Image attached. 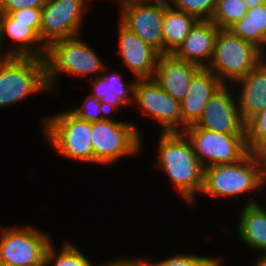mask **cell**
<instances>
[{"label":"cell","mask_w":266,"mask_h":266,"mask_svg":"<svg viewBox=\"0 0 266 266\" xmlns=\"http://www.w3.org/2000/svg\"><path fill=\"white\" fill-rule=\"evenodd\" d=\"M228 30L235 36L255 44L266 54V4L248 9L246 16Z\"/></svg>","instance_id":"obj_23"},{"label":"cell","mask_w":266,"mask_h":266,"mask_svg":"<svg viewBox=\"0 0 266 266\" xmlns=\"http://www.w3.org/2000/svg\"><path fill=\"white\" fill-rule=\"evenodd\" d=\"M204 167L232 164L249 153L246 134H225L194 125L183 131Z\"/></svg>","instance_id":"obj_9"},{"label":"cell","mask_w":266,"mask_h":266,"mask_svg":"<svg viewBox=\"0 0 266 266\" xmlns=\"http://www.w3.org/2000/svg\"><path fill=\"white\" fill-rule=\"evenodd\" d=\"M89 81L92 84L89 89L93 91L90 95L98 99L110 113H118L126 105L133 106L137 79L127 83L121 73L113 71L111 74L94 76Z\"/></svg>","instance_id":"obj_19"},{"label":"cell","mask_w":266,"mask_h":266,"mask_svg":"<svg viewBox=\"0 0 266 266\" xmlns=\"http://www.w3.org/2000/svg\"><path fill=\"white\" fill-rule=\"evenodd\" d=\"M112 1V0H111ZM117 2V4L122 7H126L132 4H143V3H161V2H168L169 0H113Z\"/></svg>","instance_id":"obj_33"},{"label":"cell","mask_w":266,"mask_h":266,"mask_svg":"<svg viewBox=\"0 0 266 266\" xmlns=\"http://www.w3.org/2000/svg\"><path fill=\"white\" fill-rule=\"evenodd\" d=\"M264 59L266 54L255 44L235 36L229 30H220L208 69L223 84H229L231 81L235 84Z\"/></svg>","instance_id":"obj_7"},{"label":"cell","mask_w":266,"mask_h":266,"mask_svg":"<svg viewBox=\"0 0 266 266\" xmlns=\"http://www.w3.org/2000/svg\"><path fill=\"white\" fill-rule=\"evenodd\" d=\"M222 85L219 78L208 68H201L194 75L188 93L180 102L182 132L199 120L207 102Z\"/></svg>","instance_id":"obj_18"},{"label":"cell","mask_w":266,"mask_h":266,"mask_svg":"<svg viewBox=\"0 0 266 266\" xmlns=\"http://www.w3.org/2000/svg\"><path fill=\"white\" fill-rule=\"evenodd\" d=\"M258 261L255 263L254 266H266V254L259 255V258H257Z\"/></svg>","instance_id":"obj_35"},{"label":"cell","mask_w":266,"mask_h":266,"mask_svg":"<svg viewBox=\"0 0 266 266\" xmlns=\"http://www.w3.org/2000/svg\"><path fill=\"white\" fill-rule=\"evenodd\" d=\"M225 258L222 260V258L214 265V266H223Z\"/></svg>","instance_id":"obj_36"},{"label":"cell","mask_w":266,"mask_h":266,"mask_svg":"<svg viewBox=\"0 0 266 266\" xmlns=\"http://www.w3.org/2000/svg\"><path fill=\"white\" fill-rule=\"evenodd\" d=\"M133 106L147 118L158 121L161 133L182 132L180 102L152 79H138L134 87Z\"/></svg>","instance_id":"obj_11"},{"label":"cell","mask_w":266,"mask_h":266,"mask_svg":"<svg viewBox=\"0 0 266 266\" xmlns=\"http://www.w3.org/2000/svg\"><path fill=\"white\" fill-rule=\"evenodd\" d=\"M93 0H46L42 7L39 36L49 47L53 42L81 34L87 3Z\"/></svg>","instance_id":"obj_10"},{"label":"cell","mask_w":266,"mask_h":266,"mask_svg":"<svg viewBox=\"0 0 266 266\" xmlns=\"http://www.w3.org/2000/svg\"><path fill=\"white\" fill-rule=\"evenodd\" d=\"M37 228L32 225L0 227V264L44 266L46 250L52 240L50 234Z\"/></svg>","instance_id":"obj_8"},{"label":"cell","mask_w":266,"mask_h":266,"mask_svg":"<svg viewBox=\"0 0 266 266\" xmlns=\"http://www.w3.org/2000/svg\"><path fill=\"white\" fill-rule=\"evenodd\" d=\"M220 30L211 20H199L173 55L201 68H208Z\"/></svg>","instance_id":"obj_17"},{"label":"cell","mask_w":266,"mask_h":266,"mask_svg":"<svg viewBox=\"0 0 266 266\" xmlns=\"http://www.w3.org/2000/svg\"><path fill=\"white\" fill-rule=\"evenodd\" d=\"M218 0H169V5L198 20H211Z\"/></svg>","instance_id":"obj_28"},{"label":"cell","mask_w":266,"mask_h":266,"mask_svg":"<svg viewBox=\"0 0 266 266\" xmlns=\"http://www.w3.org/2000/svg\"><path fill=\"white\" fill-rule=\"evenodd\" d=\"M43 134L56 153L66 159L93 164L92 122L68 111L43 117Z\"/></svg>","instance_id":"obj_5"},{"label":"cell","mask_w":266,"mask_h":266,"mask_svg":"<svg viewBox=\"0 0 266 266\" xmlns=\"http://www.w3.org/2000/svg\"><path fill=\"white\" fill-rule=\"evenodd\" d=\"M42 92L50 93L45 59L0 56V108Z\"/></svg>","instance_id":"obj_4"},{"label":"cell","mask_w":266,"mask_h":266,"mask_svg":"<svg viewBox=\"0 0 266 266\" xmlns=\"http://www.w3.org/2000/svg\"><path fill=\"white\" fill-rule=\"evenodd\" d=\"M235 83L239 111L247 123L266 107V59Z\"/></svg>","instance_id":"obj_20"},{"label":"cell","mask_w":266,"mask_h":266,"mask_svg":"<svg viewBox=\"0 0 266 266\" xmlns=\"http://www.w3.org/2000/svg\"><path fill=\"white\" fill-rule=\"evenodd\" d=\"M200 69V66L173 54H160L153 79L164 91L181 102L189 91L192 78Z\"/></svg>","instance_id":"obj_16"},{"label":"cell","mask_w":266,"mask_h":266,"mask_svg":"<svg viewBox=\"0 0 266 266\" xmlns=\"http://www.w3.org/2000/svg\"><path fill=\"white\" fill-rule=\"evenodd\" d=\"M169 2L132 4L120 8L119 22L163 54V19Z\"/></svg>","instance_id":"obj_13"},{"label":"cell","mask_w":266,"mask_h":266,"mask_svg":"<svg viewBox=\"0 0 266 266\" xmlns=\"http://www.w3.org/2000/svg\"><path fill=\"white\" fill-rule=\"evenodd\" d=\"M160 134L155 166L169 177L177 194L192 205L196 202V195L202 193L205 167L183 132Z\"/></svg>","instance_id":"obj_1"},{"label":"cell","mask_w":266,"mask_h":266,"mask_svg":"<svg viewBox=\"0 0 266 266\" xmlns=\"http://www.w3.org/2000/svg\"><path fill=\"white\" fill-rule=\"evenodd\" d=\"M91 133L93 163L97 165L111 166L123 157L136 156L144 145L140 128L129 121H118L114 115L92 122Z\"/></svg>","instance_id":"obj_6"},{"label":"cell","mask_w":266,"mask_h":266,"mask_svg":"<svg viewBox=\"0 0 266 266\" xmlns=\"http://www.w3.org/2000/svg\"><path fill=\"white\" fill-rule=\"evenodd\" d=\"M8 14L18 22L41 23L42 8H22Z\"/></svg>","instance_id":"obj_31"},{"label":"cell","mask_w":266,"mask_h":266,"mask_svg":"<svg viewBox=\"0 0 266 266\" xmlns=\"http://www.w3.org/2000/svg\"><path fill=\"white\" fill-rule=\"evenodd\" d=\"M266 187V161L263 154L250 152L241 161L205 167L203 195L212 198L244 196Z\"/></svg>","instance_id":"obj_2"},{"label":"cell","mask_w":266,"mask_h":266,"mask_svg":"<svg viewBox=\"0 0 266 266\" xmlns=\"http://www.w3.org/2000/svg\"><path fill=\"white\" fill-rule=\"evenodd\" d=\"M229 86L223 84L215 91L194 126L225 134H246V123L236 99L238 91H233V86Z\"/></svg>","instance_id":"obj_12"},{"label":"cell","mask_w":266,"mask_h":266,"mask_svg":"<svg viewBox=\"0 0 266 266\" xmlns=\"http://www.w3.org/2000/svg\"><path fill=\"white\" fill-rule=\"evenodd\" d=\"M70 111L80 119L88 122L101 121L111 115L110 111H108L98 99L90 94L86 95V98L79 107L71 109Z\"/></svg>","instance_id":"obj_29"},{"label":"cell","mask_w":266,"mask_h":266,"mask_svg":"<svg viewBox=\"0 0 266 266\" xmlns=\"http://www.w3.org/2000/svg\"><path fill=\"white\" fill-rule=\"evenodd\" d=\"M46 0H0V12L9 13L18 9L42 8Z\"/></svg>","instance_id":"obj_30"},{"label":"cell","mask_w":266,"mask_h":266,"mask_svg":"<svg viewBox=\"0 0 266 266\" xmlns=\"http://www.w3.org/2000/svg\"><path fill=\"white\" fill-rule=\"evenodd\" d=\"M118 47L121 62L134 79L154 78L160 52L118 21Z\"/></svg>","instance_id":"obj_15"},{"label":"cell","mask_w":266,"mask_h":266,"mask_svg":"<svg viewBox=\"0 0 266 266\" xmlns=\"http://www.w3.org/2000/svg\"><path fill=\"white\" fill-rule=\"evenodd\" d=\"M198 21L196 17L169 5L163 19V54H173Z\"/></svg>","instance_id":"obj_22"},{"label":"cell","mask_w":266,"mask_h":266,"mask_svg":"<svg viewBox=\"0 0 266 266\" xmlns=\"http://www.w3.org/2000/svg\"><path fill=\"white\" fill-rule=\"evenodd\" d=\"M243 0H218L211 21L221 30H228L247 13Z\"/></svg>","instance_id":"obj_25"},{"label":"cell","mask_w":266,"mask_h":266,"mask_svg":"<svg viewBox=\"0 0 266 266\" xmlns=\"http://www.w3.org/2000/svg\"><path fill=\"white\" fill-rule=\"evenodd\" d=\"M248 9H251L255 6L266 4V0H243Z\"/></svg>","instance_id":"obj_34"},{"label":"cell","mask_w":266,"mask_h":266,"mask_svg":"<svg viewBox=\"0 0 266 266\" xmlns=\"http://www.w3.org/2000/svg\"><path fill=\"white\" fill-rule=\"evenodd\" d=\"M219 256H200L194 254H185L183 252L174 254L158 261H152L150 257H136L143 266H214L220 259Z\"/></svg>","instance_id":"obj_26"},{"label":"cell","mask_w":266,"mask_h":266,"mask_svg":"<svg viewBox=\"0 0 266 266\" xmlns=\"http://www.w3.org/2000/svg\"><path fill=\"white\" fill-rule=\"evenodd\" d=\"M246 139L250 152H266V107L246 123Z\"/></svg>","instance_id":"obj_27"},{"label":"cell","mask_w":266,"mask_h":266,"mask_svg":"<svg viewBox=\"0 0 266 266\" xmlns=\"http://www.w3.org/2000/svg\"><path fill=\"white\" fill-rule=\"evenodd\" d=\"M58 249L53 242L46 250L44 266H101V264L92 263L89 257L76 247L69 240H65Z\"/></svg>","instance_id":"obj_24"},{"label":"cell","mask_w":266,"mask_h":266,"mask_svg":"<svg viewBox=\"0 0 266 266\" xmlns=\"http://www.w3.org/2000/svg\"><path fill=\"white\" fill-rule=\"evenodd\" d=\"M252 198L242 205L237 233L248 248L266 254V209Z\"/></svg>","instance_id":"obj_21"},{"label":"cell","mask_w":266,"mask_h":266,"mask_svg":"<svg viewBox=\"0 0 266 266\" xmlns=\"http://www.w3.org/2000/svg\"><path fill=\"white\" fill-rule=\"evenodd\" d=\"M101 266H143L137 258H129L128 256L116 257L108 260L107 262H102Z\"/></svg>","instance_id":"obj_32"},{"label":"cell","mask_w":266,"mask_h":266,"mask_svg":"<svg viewBox=\"0 0 266 266\" xmlns=\"http://www.w3.org/2000/svg\"><path fill=\"white\" fill-rule=\"evenodd\" d=\"M40 24L18 22L8 13L0 12V56L45 59L48 47L40 39ZM6 38L16 45L15 48H8V51L2 52L3 42Z\"/></svg>","instance_id":"obj_14"},{"label":"cell","mask_w":266,"mask_h":266,"mask_svg":"<svg viewBox=\"0 0 266 266\" xmlns=\"http://www.w3.org/2000/svg\"><path fill=\"white\" fill-rule=\"evenodd\" d=\"M45 60L47 84L53 95L58 91L56 79L60 74L85 80V77L93 79V74L107 73L108 70L104 60L79 35L53 42L48 47Z\"/></svg>","instance_id":"obj_3"}]
</instances>
